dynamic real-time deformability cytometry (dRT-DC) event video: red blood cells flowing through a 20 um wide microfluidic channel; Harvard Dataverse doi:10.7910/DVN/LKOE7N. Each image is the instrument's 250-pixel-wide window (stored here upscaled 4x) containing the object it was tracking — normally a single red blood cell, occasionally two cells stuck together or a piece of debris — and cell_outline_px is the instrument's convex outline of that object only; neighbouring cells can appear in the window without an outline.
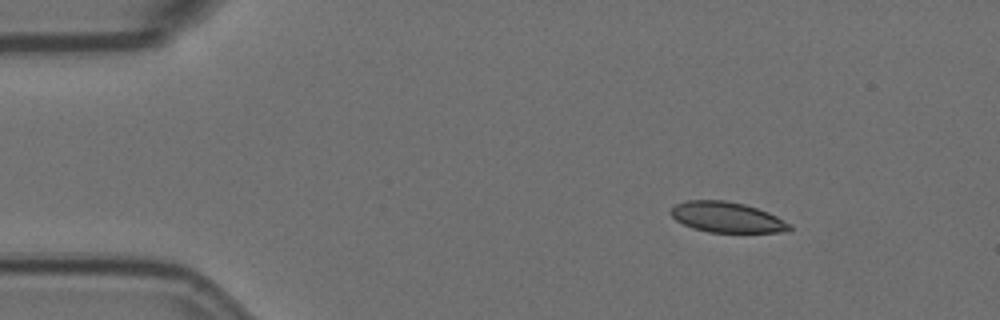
{"species": "Egyptian fruit bat (a non-hibernating species)", "species_latin": "Rousettus aegyptiacus", "temperature_condition": "room temperature", "stored_images_in_passage": 3, "camera_frame_rate_fps": 3000, "um_per_image_px": 0.085, "animal": {"sex": "female"}, "frame": {"image": 1, "passage_image": 1, "time_ms": 0.0, "image_size_px": [1000, 320], "cell_outline_px": [[792, 228], [780, 232], [708, 232], [692, 228], [676, 220], [668, 212], [676, 204], [688, 200], [724, 200], [744, 204], [768, 212], [792, 224]], "centroid_in_image_um": [61.77, 18.46], "position_along_channel_um": 23.2, "area_um2": 20.98}}
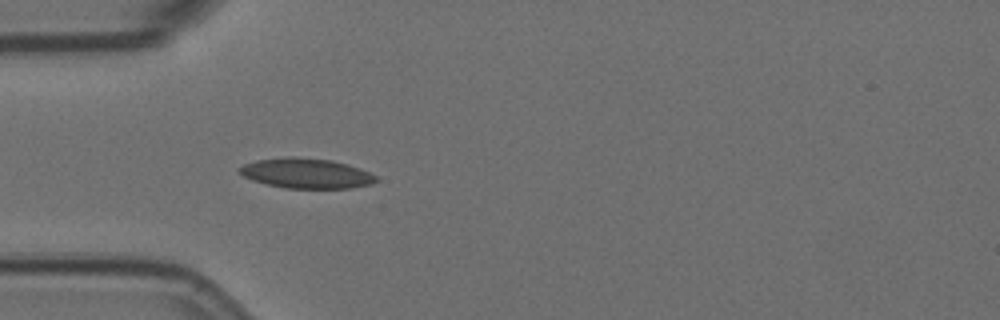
{"frame": {"image": 2, "passage_image": 3, "time_ms": 0.667, "image_size_px": [1000, 320], "cell_outline_px": [[380, 180], [372, 184], [352, 188], [284, 188], [252, 180], [244, 176], [236, 168], [244, 164], [256, 160], [288, 156], [292, 156], [332, 160], [348, 164], [360, 168], [376, 176]], "centroid_in_image_um": [26.05, 14.73], "position_along_channel_um": 59.0, "area_um2": 24.04}}